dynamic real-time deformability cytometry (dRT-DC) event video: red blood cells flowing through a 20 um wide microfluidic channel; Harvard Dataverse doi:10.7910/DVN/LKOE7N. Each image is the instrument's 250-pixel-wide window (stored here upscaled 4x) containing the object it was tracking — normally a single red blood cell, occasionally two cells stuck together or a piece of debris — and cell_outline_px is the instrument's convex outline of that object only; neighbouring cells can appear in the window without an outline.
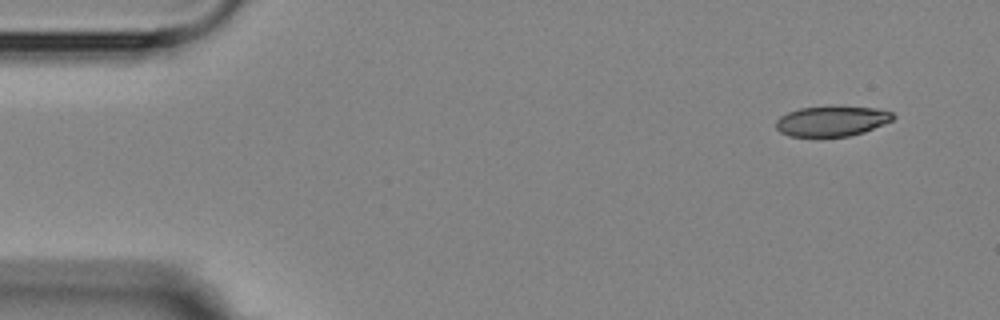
{"species": "Egyptian fruit bat (a non-hibernating species)", "species_latin": "Rousettus aegyptiacus", "temperature_condition": "room temperature", "stored_images_in_passage": 4, "camera_frame_rate_fps": 3000, "um_per_image_px": 0.085, "animal": {"sex": "female"}, "frame": {"image": 1, "passage_image": 1, "time_ms": 0.0, "image_size_px": [1000, 320], "cell_outline_px": [[896, 116], [892, 120], [884, 124], [864, 132], [848, 136], [788, 136], [780, 132], [776, 128], [776, 120], [780, 116], [788, 112], [800, 108], [828, 104], [876, 108], [892, 112]], "centroid_in_image_um": [70.71, 10.25], "position_along_channel_um": 14.3, "area_um2": 21.15}}
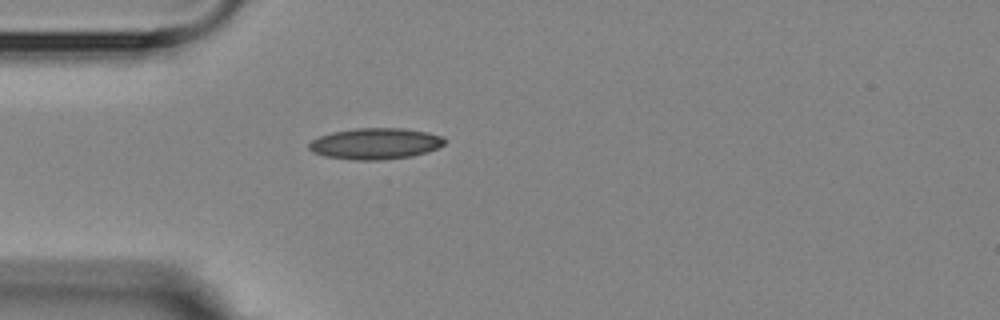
{"frame": {"image": 2, "passage_image": 4, "time_ms": 3.667, "image_size_px": [1000, 320], "cell_outline_px": [[448, 140], [444, 144], [428, 152], [412, 156], [380, 160], [356, 160], [324, 156], [312, 152], [308, 148], [308, 144], [312, 140], [320, 136], [332, 132], [356, 128], [404, 128], [428, 132], [444, 136]], "centroid_in_image_um": [31.93, 12.2], "position_along_channel_um": 53.1, "area_um2": 24.85}}